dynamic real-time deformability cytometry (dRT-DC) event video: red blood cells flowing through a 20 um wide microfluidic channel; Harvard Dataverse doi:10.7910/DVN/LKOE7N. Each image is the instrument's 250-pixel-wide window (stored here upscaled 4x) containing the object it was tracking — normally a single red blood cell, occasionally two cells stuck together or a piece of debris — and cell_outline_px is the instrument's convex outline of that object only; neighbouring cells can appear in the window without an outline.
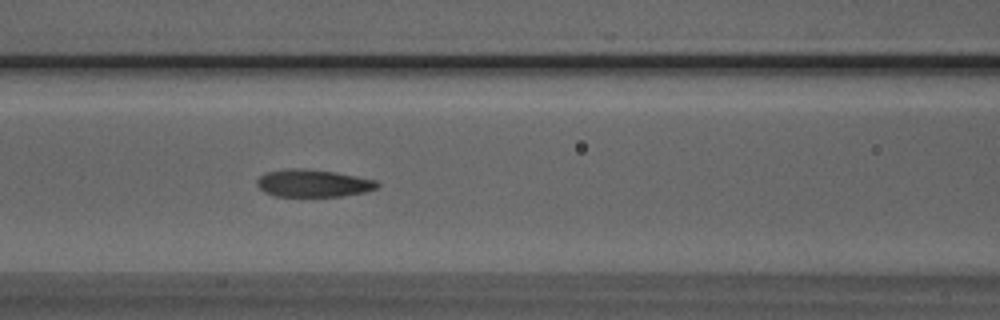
{"species": "Egyptian fruit bat (a non-hibernating species)", "species_latin": "Rousettus aegyptiacus", "temperature_condition": "room temperature", "stored_images_in_passage": 51, "camera_frame_rate_fps": 3000, "um_per_image_px": 0.085, "animal": {"sex": "male"}, "frame": {"image": 1, "passage_image": 20, "time_ms": 6.333, "image_size_px": [1000, 320], "cell_outline_px": [[380, 184], [376, 188], [364, 192], [340, 196], [276, 196], [264, 192], [256, 184], [256, 180], [260, 176], [268, 172], [292, 168], [300, 168], [336, 172], [376, 180]], "centroid_in_image_um": [26.61, 15.57], "position_along_channel_um": 140.0, "area_um2": 19.07}}
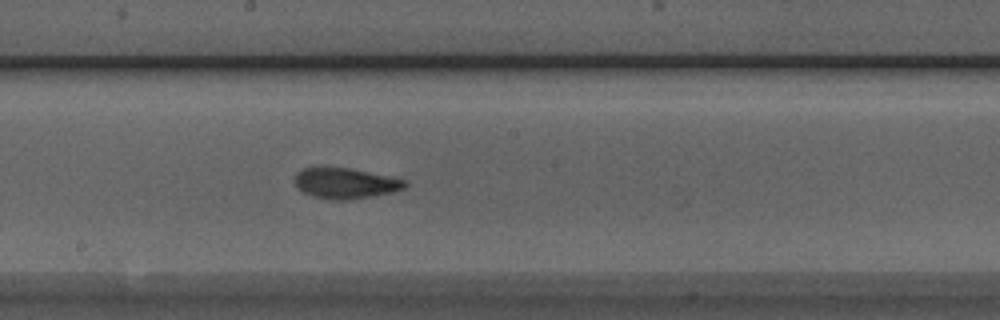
{"frame": {"image": 2, "passage_image": 26, "time_ms": 8.333, "image_size_px": [1000, 320], "cell_outline_px": [[408, 184], [404, 188], [392, 192], [344, 200], [336, 200], [312, 196], [304, 192], [296, 184], [296, 172], [304, 168], [352, 168], [408, 180]], "centroid_in_image_um": [29.4, 15.56], "position_along_channel_um": 218.8, "area_um2": 19.31}}
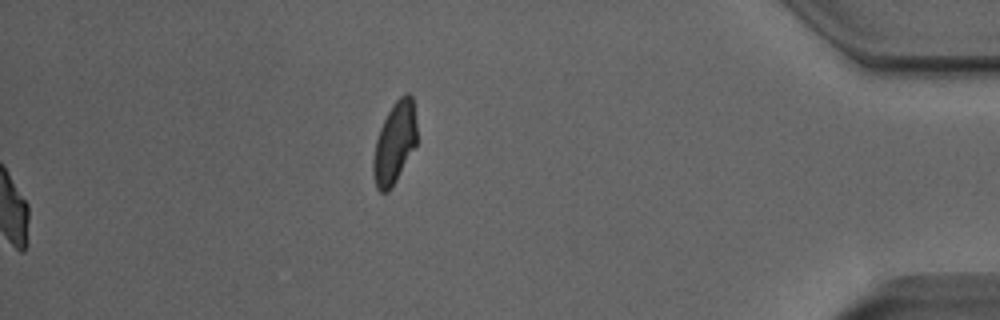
{"frame": {"image": 3, "passage_image": 51, "time_ms": 16.667, "image_size_px": [1000, 320], "cell_outline_px": [[416, 144], [392, 188], [388, 192], [380, 192], [376, 188], [372, 172], [372, 160], [376, 140], [380, 128], [392, 104], [404, 92], [408, 92], [412, 96], [416, 124]], "centroid_in_image_um": [33.52, 12.15], "position_along_channel_um": 401.7, "area_um2": 20.75}, "authors_computed_cell_mechanics": {"area_um2": 19.7098, "velocity_mm_per_s": 3.9551, "shape_relaxation_time_tau1_ms": 9.1756, "shape_relaxation_time_tau2_ms": 1.6293, "deformation_change_tau1": 0.2198, "deformation_change_tau2": 0.0882}}